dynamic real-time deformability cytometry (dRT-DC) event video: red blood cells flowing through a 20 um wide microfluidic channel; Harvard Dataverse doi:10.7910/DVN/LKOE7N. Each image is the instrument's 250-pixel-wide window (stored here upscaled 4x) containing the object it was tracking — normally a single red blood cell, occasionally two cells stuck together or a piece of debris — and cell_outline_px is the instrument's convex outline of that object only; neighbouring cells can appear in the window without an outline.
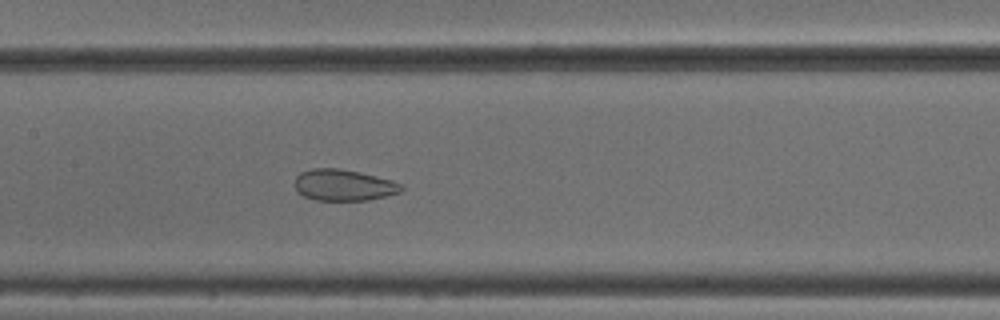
{"species": "common noctule bat (a hibernating species)", "species_latin": "Nyctalus noctula", "temperature_condition": "cold", "stored_images_in_passage": 52, "camera_frame_rate_fps": 3000, "um_per_image_px": 0.085, "animal": {"sex": "male", "body_mass_g": 18.8}, "frame": {"image": 1, "passage_image": 26, "time_ms": 8.333, "image_size_px": [1000, 320], "cell_outline_px": [[404, 188], [400, 192], [368, 200], [316, 200], [304, 196], [296, 192], [296, 176], [300, 172], [312, 168], [340, 168], [360, 172], [392, 180], [404, 184]], "centroid_in_image_um": [29.22, 15.72], "position_along_channel_um": 178.2, "area_um2": 19.54}}
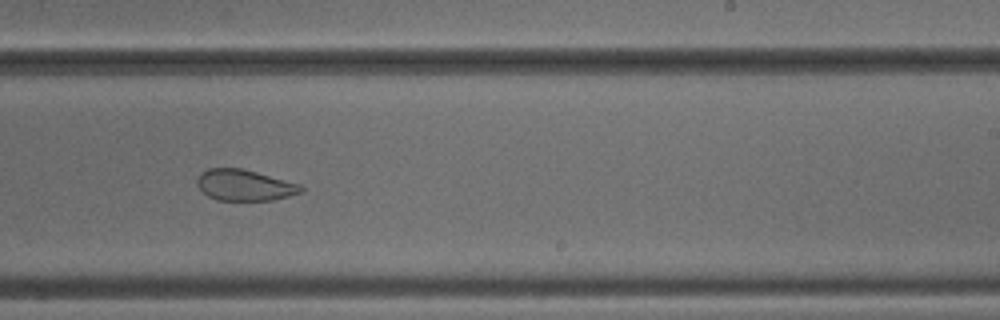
{"frame": {"image": 2, "passage_image": 33, "time_ms": 10.667, "image_size_px": [1000, 320], "cell_outline_px": [[304, 192], [272, 200], [216, 200], [208, 196], [196, 184], [196, 180], [200, 172], [208, 168], [240, 168], [256, 172], [300, 184], [304, 188]], "centroid_in_image_um": [20.77, 15.74], "position_along_channel_um": 268.2, "area_um2": 18.79}}
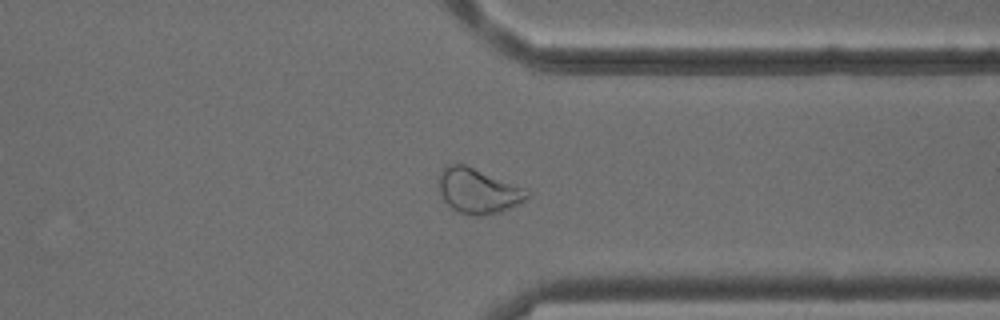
{"frame": {"image": 3, "passage_image": 41, "time_ms": 13.333, "image_size_px": [1000, 320], "cell_outline_px": [[532, 192], [520, 204], [500, 212], [484, 216], [476, 216], [460, 212], [452, 208], [444, 200], [440, 192], [440, 172], [448, 164], [464, 164], [524, 188]], "centroid_in_image_um": [40.66, 16.24], "position_along_channel_um": 370.7, "area_um2": 22.83}, "authors_computed_cell_mechanics": {"area_um2": 25.5476, "velocity_mm_per_s": 3.8675, "shape_relaxation_time_tau1_ms": null, "shape_relaxation_time_tau2_ms": 1.1178, "deformation_change_tau1": null, "deformation_change_tau2": 0.0714}}